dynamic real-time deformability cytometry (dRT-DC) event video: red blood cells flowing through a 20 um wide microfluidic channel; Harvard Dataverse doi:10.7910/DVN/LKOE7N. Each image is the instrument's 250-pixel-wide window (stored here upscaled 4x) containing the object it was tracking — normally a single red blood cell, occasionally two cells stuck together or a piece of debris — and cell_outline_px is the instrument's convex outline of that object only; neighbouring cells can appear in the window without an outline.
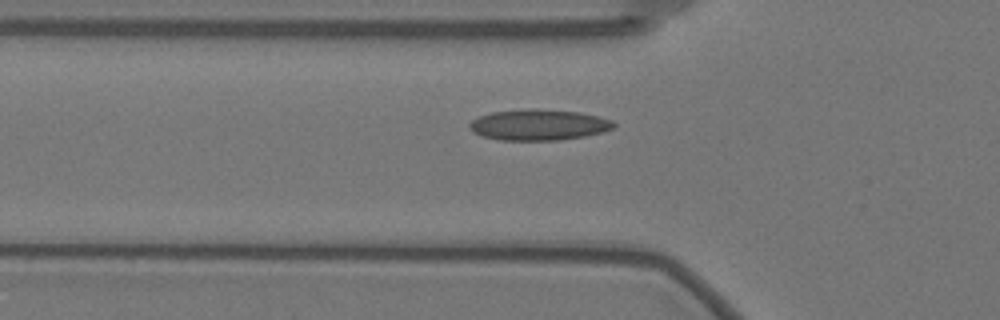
{"species": "Egyptian fruit bat (a non-hibernating species)", "species_latin": "Rousettus aegyptiacus", "temperature_condition": "warm", "stored_images_in_passage": 41, "camera_frame_rate_fps": 3000, "um_per_image_px": 0.085, "animal": {"sex": "female"}, "frame": {"image": 1, "passage_image": 6, "time_ms": 1.667, "image_size_px": [1000, 320], "cell_outline_px": [[616, 124], [612, 128], [604, 132], [584, 136], [560, 140], [500, 140], [484, 136], [472, 132], [468, 128], [468, 124], [472, 120], [480, 116], [492, 112], [524, 108], [536, 108], [580, 112], [612, 120]], "centroid_in_image_um": [45.77, 10.6], "position_along_channel_um": 80.0, "area_um2": 26.13}}
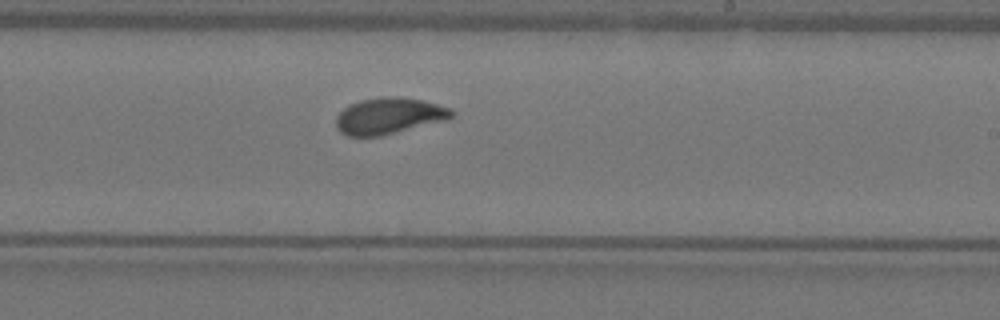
{"frame": {"image": 2, "passage_image": 21, "time_ms": 6.667, "image_size_px": [1000, 320], "cell_outline_px": [[456, 112], [448, 120], [376, 136], [348, 136], [340, 132], [336, 124], [336, 116], [348, 104], [360, 100], [380, 96], [400, 96], [420, 100], [436, 104], [448, 108]], "centroid_in_image_um": [33.04, 9.83], "position_along_channel_um": 256.0, "area_um2": 24.33}}
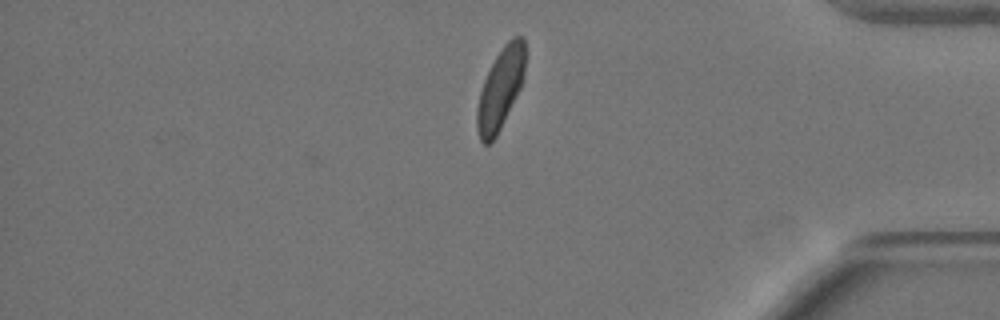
{"frame": {"image": 3, "passage_image": 35, "time_ms": 11.333, "image_size_px": [1000, 320], "cell_outline_px": [[524, 76], [520, 88], [496, 136], [488, 144], [484, 144], [480, 140], [476, 124], [476, 108], [480, 92], [484, 80], [496, 56], [504, 44], [512, 36], [524, 36]], "centroid_in_image_um": [42.52, 7.53], "position_along_channel_um": 392.7, "area_um2": 22.37}, "authors_computed_cell_mechanics": {"area_um2": 23.5246, "velocity_mm_per_s": 3.5004, "shape_relaxation_time_tau1_ms": 8.5163, "shape_relaxation_time_tau2_ms": 0.835, "deformation_change_tau1": 0.2, "deformation_change_tau2": 0.0645}}